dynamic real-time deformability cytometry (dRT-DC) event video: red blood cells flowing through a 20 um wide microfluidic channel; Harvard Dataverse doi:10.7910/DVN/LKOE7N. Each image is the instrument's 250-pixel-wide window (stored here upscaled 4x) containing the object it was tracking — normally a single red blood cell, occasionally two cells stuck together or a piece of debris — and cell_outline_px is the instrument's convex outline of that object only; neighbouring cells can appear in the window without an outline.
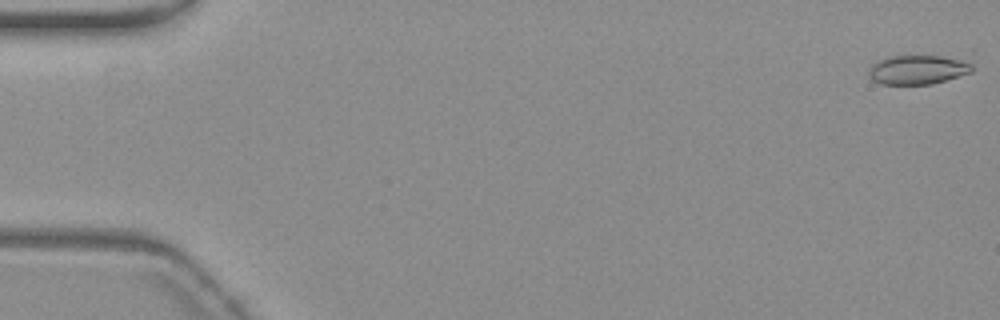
{"species": "common noctule bat (a hibernating species)", "species_latin": "Nyctalus noctula", "temperature_condition": "warm", "stored_images_in_passage": 11, "camera_frame_rate_fps": 3000, "um_per_image_px": 0.085, "animal": {"sex": "female", "body_mass_g": 19.3, "forearm_length_mm": 54.1}, "frame": {"image": 1, "passage_image": 1, "time_ms": 0.0, "image_size_px": [1000, 320], "cell_outline_px": [[972, 72], [932, 84], [880, 84], [872, 80], [868, 76], [868, 68], [876, 60], [884, 56], [940, 56], [960, 60], [972, 64]], "centroid_in_image_um": [77.91, 5.92], "position_along_channel_um": 7.1, "area_um2": 17.63}}